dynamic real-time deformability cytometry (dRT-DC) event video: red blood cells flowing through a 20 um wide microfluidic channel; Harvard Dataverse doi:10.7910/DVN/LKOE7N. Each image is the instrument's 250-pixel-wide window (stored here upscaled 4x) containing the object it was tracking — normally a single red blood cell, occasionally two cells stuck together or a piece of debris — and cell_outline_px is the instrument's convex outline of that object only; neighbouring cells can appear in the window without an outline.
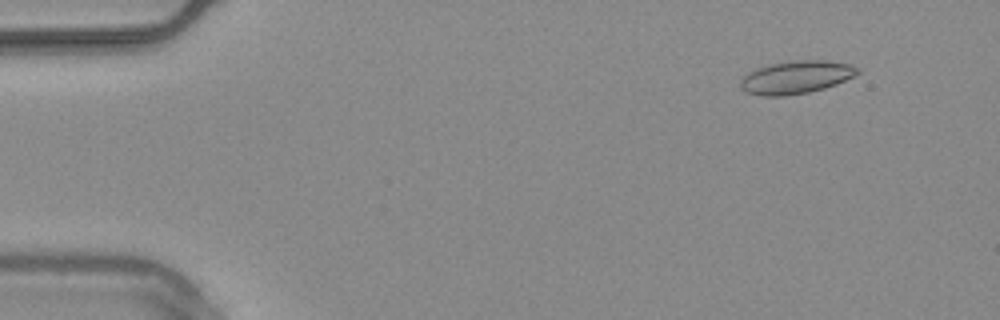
{"species": "common noctule bat (a hibernating species)", "species_latin": "Nyctalus noctula", "temperature_condition": "warm", "stored_images_in_passage": 52, "camera_frame_rate_fps": 3000, "um_per_image_px": 0.085, "animal": {"sex": "male", "body_mass_g": 20.4}, "frame": {"image": 1, "passage_image": 4, "time_ms": 1.0, "image_size_px": [1000, 320], "cell_outline_px": [[860, 72], [836, 84], [824, 88], [808, 92], [784, 96], [760, 96], [748, 92], [740, 88], [740, 80], [748, 72], [756, 68], [768, 64], [788, 60], [828, 60], [852, 64], [860, 68]], "centroid_in_image_um": [67.66, 6.55], "position_along_channel_um": 17.3, "area_um2": 22.66}}
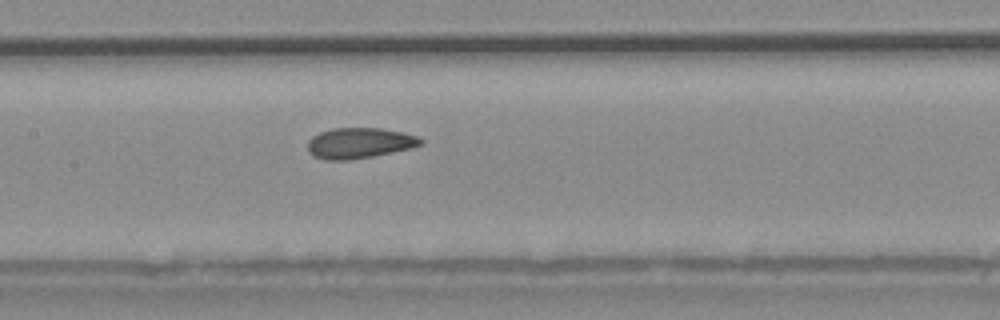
{"frame": {"image": 2, "passage_image": 25, "time_ms": 8.0, "image_size_px": [1000, 320], "cell_outline_px": [[424, 144], [412, 148], [372, 156], [348, 160], [324, 160], [312, 156], [308, 152], [308, 140], [312, 136], [320, 132], [332, 128], [380, 128], [400, 132], [416, 136], [424, 140]], "centroid_in_image_um": [30.52, 12.16], "position_along_channel_um": 176.9, "area_um2": 20.23}}
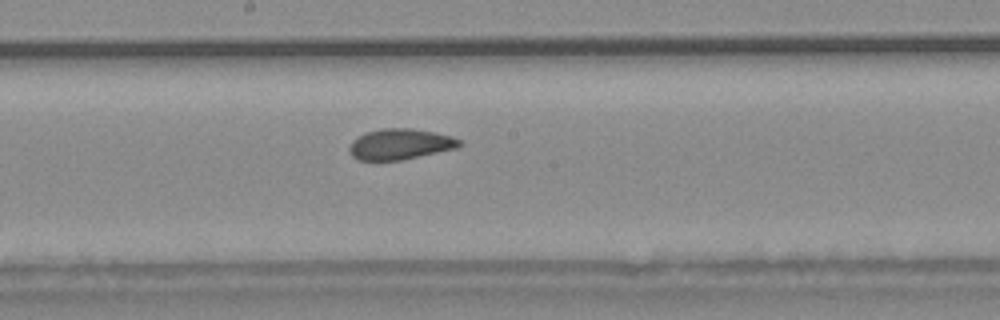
{"frame": {"image": 3, "passage_image": 28, "time_ms": 9.0, "image_size_px": [1000, 320], "cell_outline_px": [[464, 144], [456, 148], [400, 160], [360, 160], [352, 156], [348, 152], [348, 148], [352, 140], [368, 132], [384, 128], [412, 128], [452, 136], [460, 140]], "centroid_in_image_um": [34.0, 12.25], "position_along_channel_um": 214.2, "area_um2": 19.54}}